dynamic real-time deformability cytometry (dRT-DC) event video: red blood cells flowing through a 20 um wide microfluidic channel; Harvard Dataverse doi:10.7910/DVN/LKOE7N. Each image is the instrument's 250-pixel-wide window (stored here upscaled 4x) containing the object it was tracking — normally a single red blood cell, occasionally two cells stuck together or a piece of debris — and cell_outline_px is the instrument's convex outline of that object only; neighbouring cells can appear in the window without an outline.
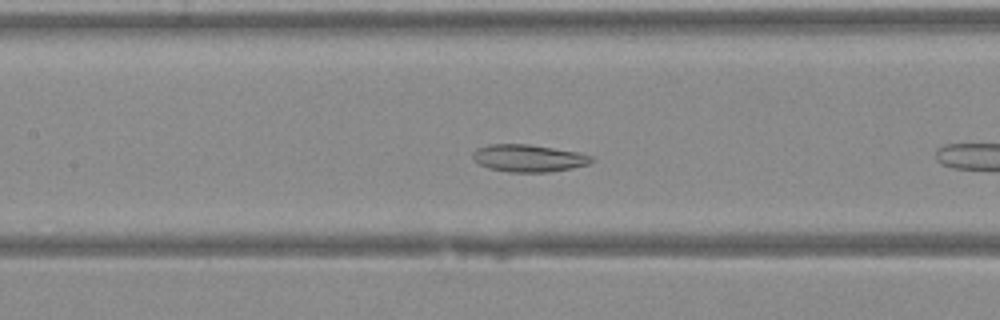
{"species": "Egyptian fruit bat (a non-hibernating species)", "species_latin": "Rousettus aegyptiacus", "temperature_condition": "warm", "stored_images_in_passage": 8, "camera_frame_rate_fps": 3000, "um_per_image_px": 0.085, "animal": {"sex": "female"}, "frame": {"image": 1, "passage_image": 7, "time_ms": 2.0, "image_size_px": [1000, 320], "cell_outline_px": [[592, 160], [588, 164], [572, 168], [548, 172], [508, 172], [488, 168], [480, 164], [472, 156], [472, 152], [476, 148], [488, 144], [528, 144], [580, 152], [592, 156]], "centroid_in_image_um": [44.91, 13.44], "position_along_channel_um": 162.5, "area_um2": 18.9}}